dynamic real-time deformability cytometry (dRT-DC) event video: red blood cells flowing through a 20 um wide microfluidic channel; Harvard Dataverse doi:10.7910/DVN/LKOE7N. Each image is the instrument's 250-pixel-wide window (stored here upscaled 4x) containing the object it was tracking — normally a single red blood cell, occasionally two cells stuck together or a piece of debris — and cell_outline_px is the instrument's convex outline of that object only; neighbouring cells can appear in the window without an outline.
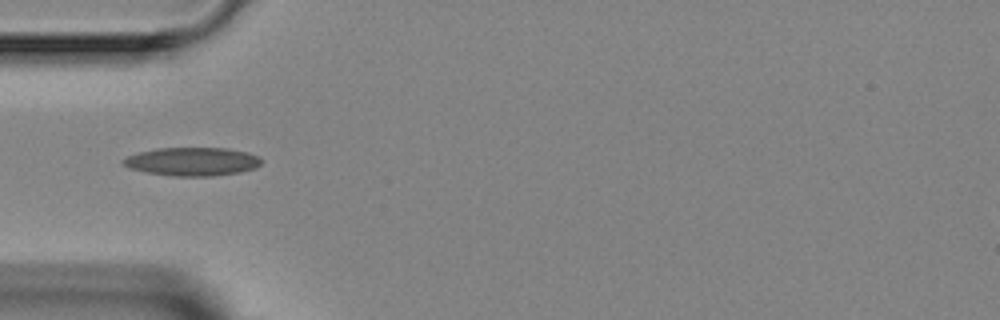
{"species": "Egyptian fruit bat (a non-hibernating species)", "species_latin": "Rousettus aegyptiacus", "temperature_condition": "room temperature", "stored_images_in_passage": 4, "camera_frame_rate_fps": 3000, "um_per_image_px": 0.085, "animal": {"sex": "female"}, "frame": {"image": 1, "passage_image": 4, "time_ms": 3.333, "image_size_px": [1000, 320], "cell_outline_px": [[260, 164], [256, 168], [240, 172], [212, 176], [172, 176], [144, 172], [128, 168], [120, 160], [128, 156], [140, 152], [160, 148], [228, 148], [248, 152], [260, 156]], "centroid_in_image_um": [16.35, 13.73], "position_along_channel_um": 68.7, "area_um2": 22.95}}